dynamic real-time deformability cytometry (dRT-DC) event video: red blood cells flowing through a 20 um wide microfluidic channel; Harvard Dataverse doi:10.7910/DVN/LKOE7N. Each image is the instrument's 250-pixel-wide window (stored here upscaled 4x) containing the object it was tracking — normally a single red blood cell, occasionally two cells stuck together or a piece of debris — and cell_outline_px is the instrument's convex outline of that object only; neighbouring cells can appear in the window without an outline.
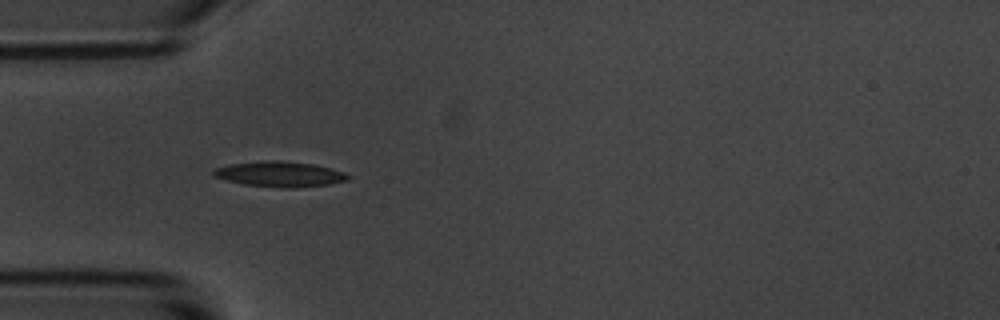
{"species": "common noctule bat (a hibernating species)", "species_latin": "Nyctalus noctula", "temperature_condition": "room temperature", "stored_images_in_passage": 6, "camera_frame_rate_fps": 3000, "um_per_image_px": 0.085, "animal": {"sex": "male", "body_mass_g": 20.1, "forearm_length_mm": 53.5}, "frame": {"image": 1, "passage_image": 4, "time_ms": 3.333, "image_size_px": [1000, 320], "cell_outline_px": [[352, 176], [348, 180], [328, 184], [288, 188], [284, 188], [244, 184], [212, 176], [212, 168], [232, 164], [264, 160], [280, 160], [312, 164], [332, 168], [344, 172]], "centroid_in_image_um": [23.78, 14.79], "position_along_channel_um": 61.2, "area_um2": 19.83}}
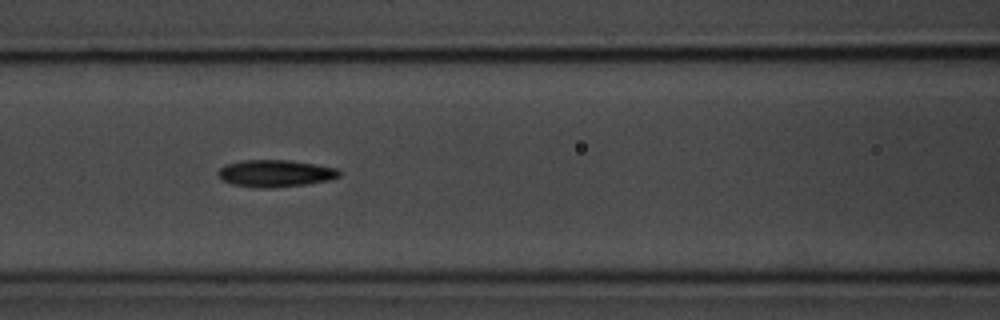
{"frame": {"image": 2, "passage_image": 6, "time_ms": 5.667, "image_size_px": [1000, 320], "cell_outline_px": [[340, 176], [328, 180], [308, 184], [272, 188], [252, 188], [232, 184], [224, 180], [216, 172], [224, 164], [244, 160], [288, 160], [316, 164], [336, 168], [340, 172]], "centroid_in_image_um": [23.39, 14.74], "position_along_channel_um": 143.2, "area_um2": 19.19}}